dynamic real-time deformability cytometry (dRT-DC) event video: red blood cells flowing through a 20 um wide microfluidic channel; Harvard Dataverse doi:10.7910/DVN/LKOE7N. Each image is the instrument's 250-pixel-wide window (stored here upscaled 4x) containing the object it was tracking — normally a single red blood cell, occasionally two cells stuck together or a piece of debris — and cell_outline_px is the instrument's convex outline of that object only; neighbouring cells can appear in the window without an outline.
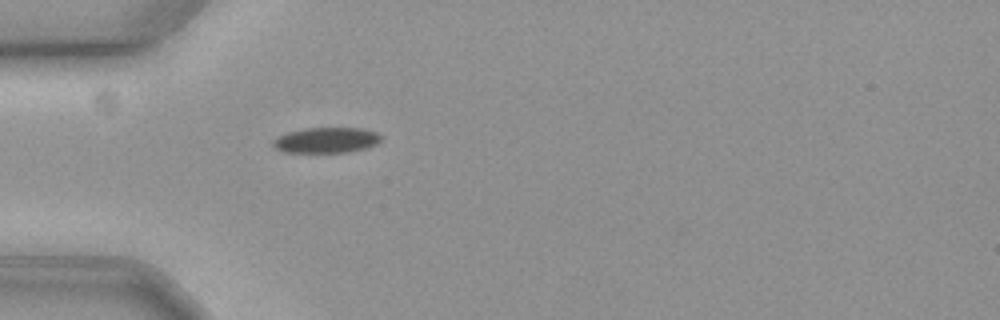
{"species": "common noctule bat (a hibernating species)", "species_latin": "Nyctalus noctula", "temperature_condition": "cold", "stored_images_in_passage": 42, "camera_frame_rate_fps": 3000, "um_per_image_px": 0.085, "animal": {"sex": "female", "body_mass_g": 19.3, "forearm_length_mm": 54.1}, "frame": {"image": 1, "passage_image": 1, "time_ms": 0.0, "image_size_px": [1000, 320], "cell_outline_px": [[380, 140], [376, 144], [368, 148], [344, 152], [284, 152], [276, 148], [272, 144], [272, 140], [288, 132], [308, 128], [360, 128], [376, 132], [380, 136]], "centroid_in_image_um": [27.74, 11.91], "position_along_channel_um": 57.3, "area_um2": 15.84}}
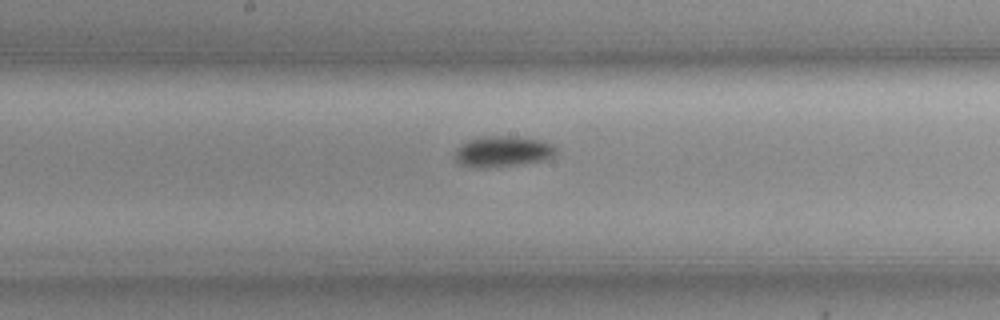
{"frame": {"image": 2, "passage_image": 14, "time_ms": 4.333, "image_size_px": [1000, 320], "cell_outline_px": [[556, 152], [552, 156], [544, 160], [488, 168], [476, 168], [460, 164], [452, 156], [456, 148], [460, 144], [468, 140], [484, 136], [512, 136], [536, 140], [552, 144], [556, 148]], "centroid_in_image_um": [42.64, 12.88], "position_along_channel_um": 205.6, "area_um2": 18.09}}
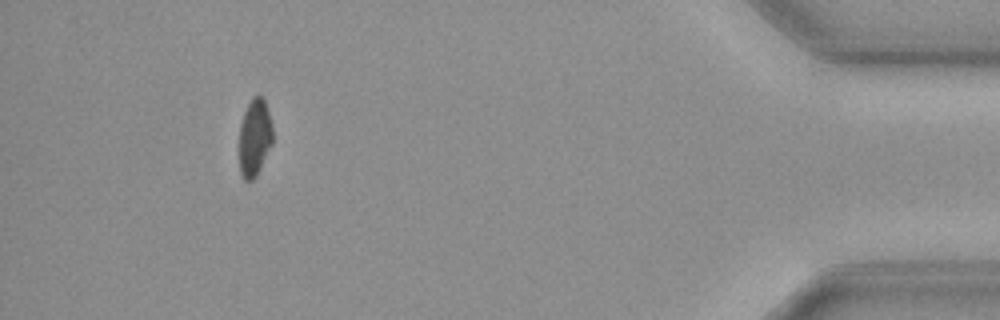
{"frame": {"image": 3, "passage_image": 37, "time_ms": 12.0, "image_size_px": [1000, 320], "cell_outline_px": [[272, 144], [256, 176], [252, 180], [244, 180], [240, 176], [240, 124], [244, 112], [252, 96], [264, 96], [272, 124]], "centroid_in_image_um": [21.65, 11.67], "position_along_channel_um": 413.6, "area_um2": 15.09}, "authors_computed_cell_mechanics": {"area_um2": 16.184, "velocity_mm_per_s": 3.5636, "shape_relaxation_time_tau1_ms": 5.1446, "shape_relaxation_time_tau2_ms": null, "deformation_change_tau1": 0.1244, "deformation_change_tau2": null}}